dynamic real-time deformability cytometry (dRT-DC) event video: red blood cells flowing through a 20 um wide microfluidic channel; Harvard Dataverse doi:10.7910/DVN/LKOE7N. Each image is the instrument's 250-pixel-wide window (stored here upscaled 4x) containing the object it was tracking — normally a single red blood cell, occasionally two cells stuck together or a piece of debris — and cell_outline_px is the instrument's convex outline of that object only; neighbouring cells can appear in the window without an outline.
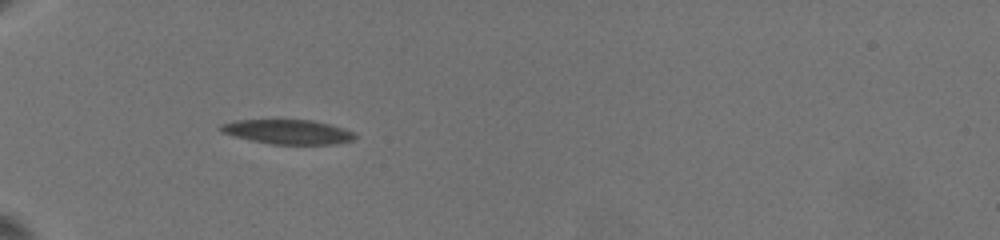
{"species": "common noctule bat (a hibernating species)", "species_latin": "Nyctalus noctula", "temperature_condition": "warm", "stored_images_in_passage": 2, "camera_frame_rate_fps": 3000, "um_per_image_px": 0.085, "animal": {"sex": "female", "body_mass_g": 19.5, "forearm_length_mm": 54.1}, "frame": {"image": 1, "passage_image": 1, "time_ms": 0.0, "image_size_px": [1000, 240], "cell_outline_px": [[356, 136], [352, 140], [336, 144], [272, 144], [252, 140], [220, 132], [220, 124], [236, 120], [312, 120], [328, 124], [352, 132]], "centroid_in_image_um": [24.43, 11.2], "position_along_channel_um": 60.6, "area_um2": 18.79}}